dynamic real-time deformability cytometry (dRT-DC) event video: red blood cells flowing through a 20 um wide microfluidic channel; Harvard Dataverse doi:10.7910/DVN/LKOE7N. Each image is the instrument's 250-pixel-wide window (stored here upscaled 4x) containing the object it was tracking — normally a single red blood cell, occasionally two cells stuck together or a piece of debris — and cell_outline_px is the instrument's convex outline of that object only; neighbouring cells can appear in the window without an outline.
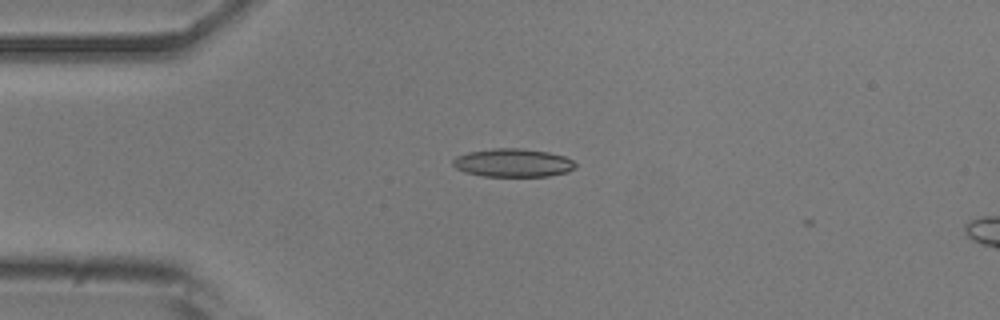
{"species": "common noctule bat (a hibernating species)", "species_latin": "Nyctalus noctula", "temperature_condition": "room temperature", "stored_images_in_passage": 3, "camera_frame_rate_fps": 3000, "um_per_image_px": 0.085, "animal": {"sex": "male", "body_mass_g": 20.5, "forearm_length_mm": 52.5}, "frame": {"image": 1, "passage_image": 1, "time_ms": 0.0, "image_size_px": [1000, 320], "cell_outline_px": [[576, 168], [568, 172], [548, 176], [484, 176], [464, 172], [456, 168], [452, 164], [452, 160], [456, 156], [468, 152], [492, 148], [520, 148], [548, 152], [564, 156], [572, 160], [576, 164]], "centroid_in_image_um": [43.6, 13.84], "position_along_channel_um": 41.4, "area_um2": 20.29}}